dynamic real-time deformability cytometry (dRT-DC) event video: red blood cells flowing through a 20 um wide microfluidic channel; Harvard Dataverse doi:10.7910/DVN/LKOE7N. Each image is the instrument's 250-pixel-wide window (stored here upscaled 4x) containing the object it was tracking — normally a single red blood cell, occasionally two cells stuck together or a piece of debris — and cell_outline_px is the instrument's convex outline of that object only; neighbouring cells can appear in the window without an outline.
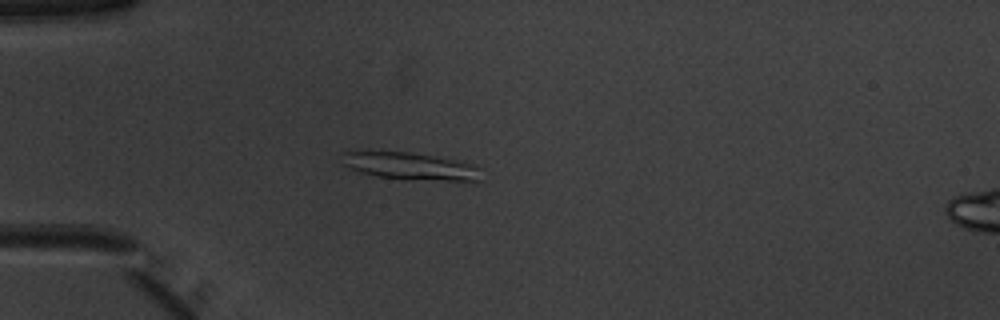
{"species": "common noctule bat (a hibernating species)", "species_latin": "Nyctalus noctula", "temperature_condition": "warm", "stored_images_in_passage": 51, "camera_frame_rate_fps": 3000, "um_per_image_px": 0.085, "animal": {"sex": "male", "body_mass_g": 20.1, "forearm_length_mm": 53.5}, "frame": {"image": 1, "passage_image": 14, "time_ms": 4.333, "image_size_px": [1000, 320], "cell_outline_px": [[480, 180], [404, 180], [376, 176], [360, 172], [340, 164], [340, 152], [408, 152], [456, 160], [476, 164], [480, 168]], "centroid_in_image_um": [34.83, 14.13], "position_along_channel_um": 50.2, "area_um2": 22.25}}
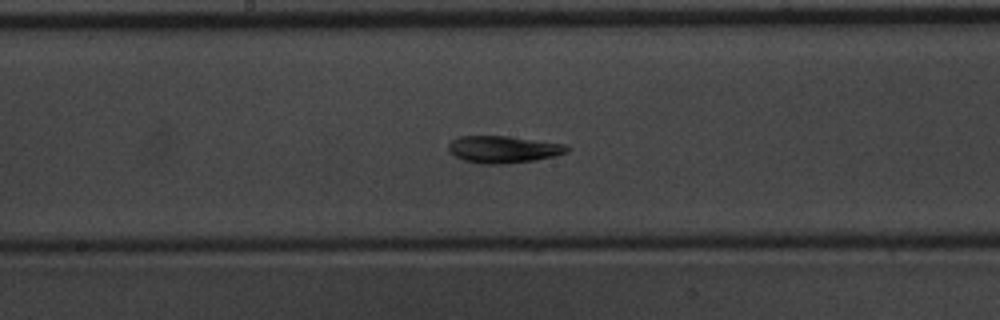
{"frame": {"image": 2, "passage_image": 27, "time_ms": 8.667, "image_size_px": [1000, 320], "cell_outline_px": [[572, 148], [568, 152], [536, 160], [504, 164], [480, 164], [464, 160], [456, 156], [448, 148], [448, 144], [452, 140], [460, 136], [508, 136], [568, 144]], "centroid_in_image_um": [42.84, 12.69], "position_along_channel_um": 205.4, "area_um2": 18.79}}
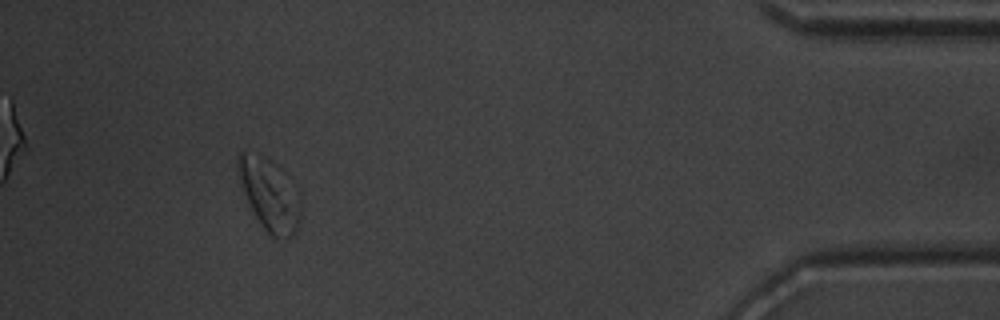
{"frame": {"image": 3, "passage_image": 47, "time_ms": 15.333, "image_size_px": [1000, 320], "cell_outline_px": [[300, 220], [296, 232], [288, 240], [272, 240], [260, 224], [248, 200], [236, 172], [236, 160], [240, 152], [244, 152], [264, 156], [300, 192]], "centroid_in_image_um": [22.92, 16.64], "position_along_channel_um": 412.3, "area_um2": 26.13}, "authors_computed_cell_mechanics": {"area_um2": 20.4034, "velocity_mm_per_s": 3.9234, "shape_relaxation_time_tau1_ms": null, "shape_relaxation_time_tau2_ms": 3.4432, "deformation_change_tau1": null, "deformation_change_tau2": 0.0821}}